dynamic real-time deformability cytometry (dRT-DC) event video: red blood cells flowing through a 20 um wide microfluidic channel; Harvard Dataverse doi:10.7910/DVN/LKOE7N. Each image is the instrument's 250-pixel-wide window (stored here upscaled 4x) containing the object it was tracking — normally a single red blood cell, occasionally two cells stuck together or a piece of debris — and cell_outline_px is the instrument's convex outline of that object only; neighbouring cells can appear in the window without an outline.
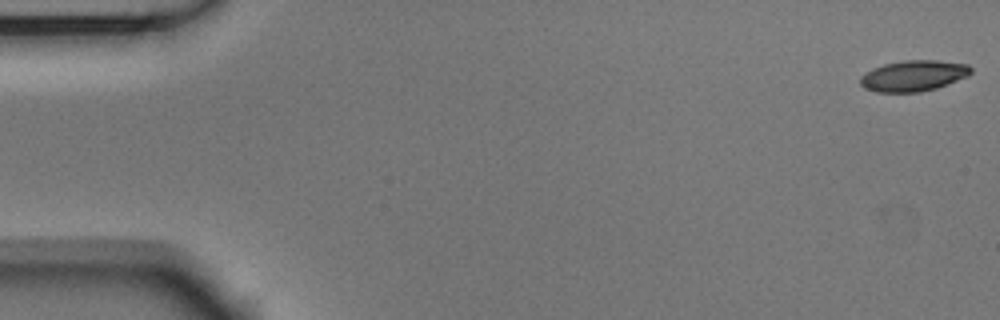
{"species": "Egyptian fruit bat (a non-hibernating species)", "species_latin": "Rousettus aegyptiacus", "temperature_condition": "room temperature", "stored_images_in_passage": 51, "camera_frame_rate_fps": 3000, "um_per_image_px": 0.085, "animal": {"sex": "male"}, "frame": {"image": 1, "passage_image": 1, "time_ms": 0.0, "image_size_px": [1000, 320], "cell_outline_px": [[972, 72], [968, 76], [936, 88], [920, 92], [876, 92], [864, 88], [860, 84], [860, 76], [872, 68], [884, 64], [904, 60], [936, 60], [968, 64], [972, 68]], "centroid_in_image_um": [77.64, 6.44], "position_along_channel_um": 7.4, "area_um2": 20.0}}
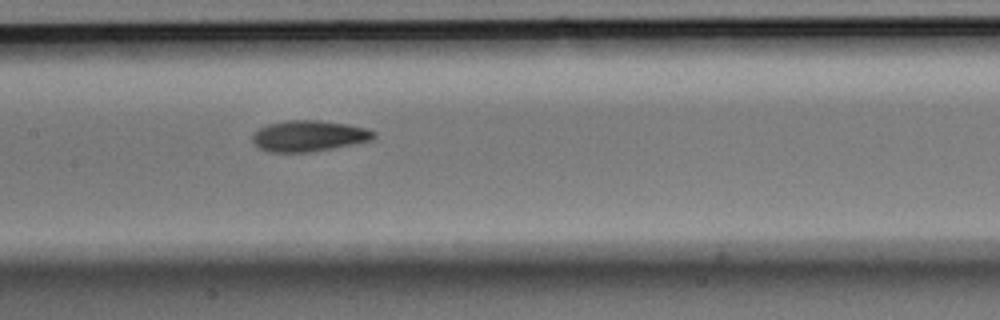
{"frame": {"image": 2, "passage_image": 26, "time_ms": 8.333, "image_size_px": [1000, 320], "cell_outline_px": [[376, 136], [372, 140], [312, 152], [268, 152], [260, 148], [252, 140], [252, 136], [260, 128], [268, 124], [288, 120], [320, 120], [348, 124], [364, 128], [376, 132]], "centroid_in_image_um": [26.26, 11.55], "position_along_channel_um": 181.1, "area_um2": 21.79}}
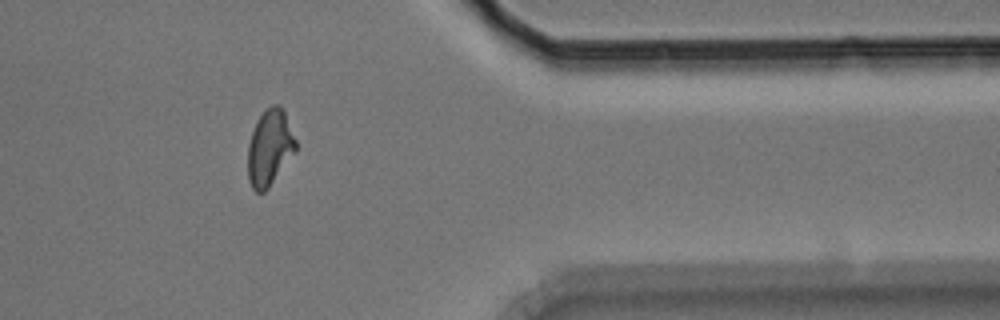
{"frame": {"image": 3, "passage_image": 44, "time_ms": 14.333, "image_size_px": [1000, 320], "cell_outline_px": [[296, 152], [268, 188], [264, 192], [256, 192], [252, 188], [248, 180], [248, 144], [256, 120], [272, 104], [280, 104], [284, 108], [296, 140]], "centroid_in_image_um": [22.94, 12.54], "position_along_channel_um": 388.5, "area_um2": 21.39}}